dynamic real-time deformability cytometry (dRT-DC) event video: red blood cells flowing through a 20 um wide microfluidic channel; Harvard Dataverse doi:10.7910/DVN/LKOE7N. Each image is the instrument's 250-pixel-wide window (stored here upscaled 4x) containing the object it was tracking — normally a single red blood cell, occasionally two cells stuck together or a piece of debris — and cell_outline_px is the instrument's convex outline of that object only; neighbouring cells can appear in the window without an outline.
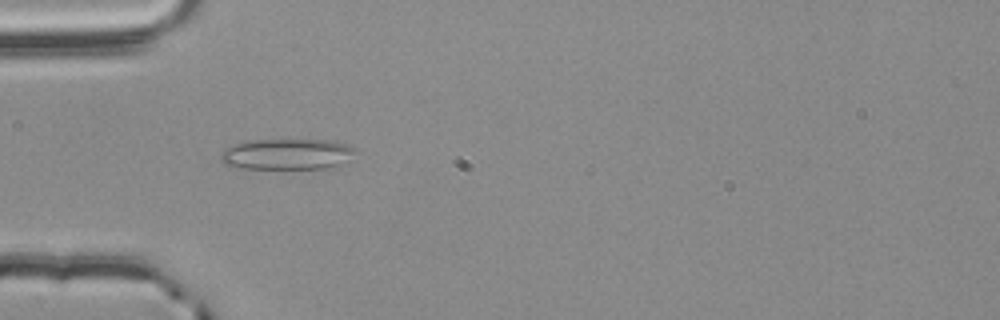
{"species": "common noctule bat (a hibernating species)", "species_latin": "Nyctalus noctula", "temperature_condition": "room temperature", "stored_images_in_passage": 46, "camera_frame_rate_fps": 3000, "um_per_image_px": 0.085, "animal": {"sex": "male", "body_mass_g": 20.4}, "frame": {"image": 1, "passage_image": 8, "time_ms": 2.333, "image_size_px": [1000, 320], "cell_outline_px": [[356, 148], [340, 164], [324, 168], [240, 168], [224, 164], [220, 160], [220, 152], [224, 148], [236, 144], [252, 140], [332, 140]], "centroid_in_image_um": [24.29, 13.1], "position_along_channel_um": 60.7, "area_um2": 23.76}}
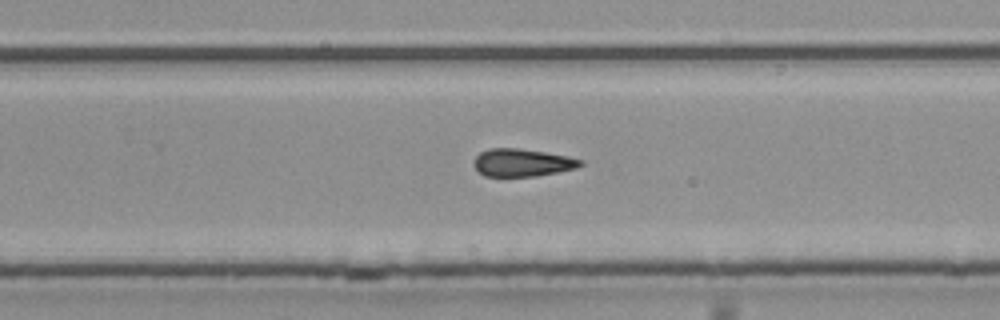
{"frame": {"image": 2, "passage_image": 26, "time_ms": 8.333, "image_size_px": [1000, 320], "cell_outline_px": [[584, 164], [576, 168], [536, 176], [484, 176], [472, 164], [476, 156], [480, 152], [488, 148], [520, 148], [568, 156], [584, 160]], "centroid_in_image_um": [44.39, 13.81], "position_along_channel_um": 285.4, "area_um2": 17.22}}
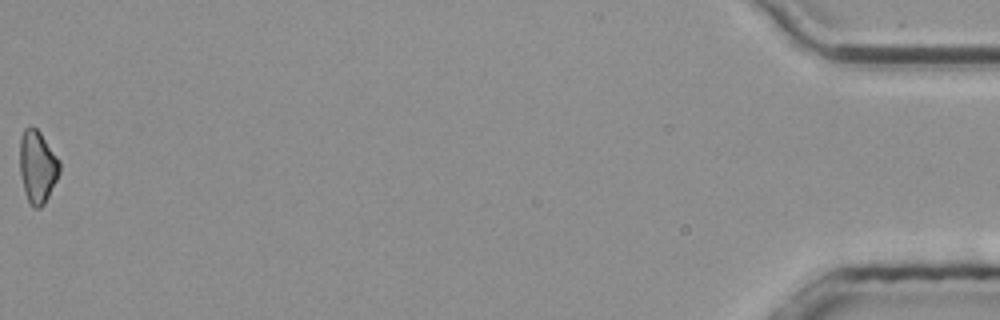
{"frame": {"image": 3, "passage_image": 46, "time_ms": 15.0, "image_size_px": [1000, 320], "cell_outline_px": [[60, 172], [44, 204], [40, 208], [32, 208], [28, 200], [24, 188], [20, 172], [20, 136], [24, 128], [28, 124], [32, 124], [40, 132], [60, 160]], "centroid_in_image_um": [3.18, 14.12], "position_along_channel_um": 432.0, "area_um2": 16.88}, "authors_computed_cell_mechanics": {"area_um2": 17.5423, "velocity_mm_per_s": 3.7883, "shape_relaxation_time_tau1_ms": null, "shape_relaxation_time_tau2_ms": 3.9082, "deformation_change_tau1": null, "deformation_change_tau2": 0.1368}}